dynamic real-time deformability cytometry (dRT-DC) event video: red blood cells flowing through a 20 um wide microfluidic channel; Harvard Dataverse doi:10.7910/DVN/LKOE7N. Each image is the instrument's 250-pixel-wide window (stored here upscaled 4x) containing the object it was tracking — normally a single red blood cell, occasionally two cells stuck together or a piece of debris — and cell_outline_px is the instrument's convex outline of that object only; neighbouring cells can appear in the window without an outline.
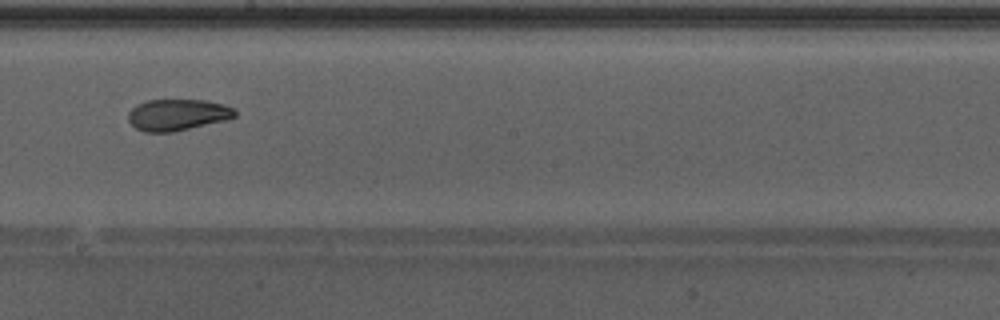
{"species": "Egyptian fruit bat (a non-hibernating species)", "species_latin": "Rousettus aegyptiacus", "temperature_condition": "warm", "stored_images_in_passage": 33, "camera_frame_rate_fps": 3000, "um_per_image_px": 0.085, "animal": {"sex": "male"}, "frame": {"image": 1, "passage_image": 14, "time_ms": 4.333, "image_size_px": [1000, 320], "cell_outline_px": [[236, 116], [224, 120], [172, 132], [144, 132], [136, 128], [128, 120], [128, 112], [136, 104], [144, 100], [204, 100], [224, 104], [232, 108], [236, 112]], "centroid_in_image_um": [15.04, 9.75], "position_along_channel_um": 233.2, "area_um2": 19.42}, "authors_computed_cell_mechanics": {"area_um2": 20.23, "velocity_mm_per_s": 4.3039, "shape_relaxation_time_tau1_ms": 8.7824, "shape_relaxation_time_tau2_ms": 2.4547, "deformation_change_tau1": 0.2034, "deformation_change_tau2": 0.0865}}